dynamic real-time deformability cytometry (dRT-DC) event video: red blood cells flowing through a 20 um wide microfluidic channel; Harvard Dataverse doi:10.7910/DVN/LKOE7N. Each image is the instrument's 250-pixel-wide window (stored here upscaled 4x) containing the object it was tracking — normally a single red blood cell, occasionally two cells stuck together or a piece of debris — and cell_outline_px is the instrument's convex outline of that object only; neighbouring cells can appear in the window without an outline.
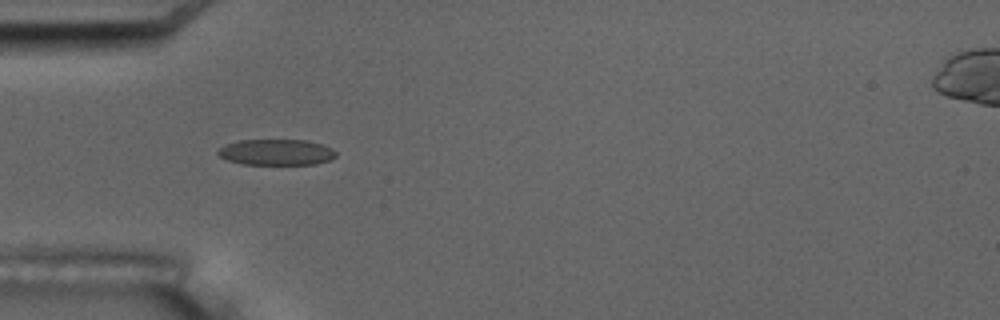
{"species": "common noctule bat (a hibernating species)", "species_latin": "Nyctalus noctula", "temperature_condition": "room temperature", "stored_images_in_passage": 8, "camera_frame_rate_fps": 3000, "um_per_image_px": 0.085, "animal": {"sex": "male", "body_mass_g": 17.5, "forearm_length_mm": 52.3}, "frame": {"image": 1, "passage_image": 6, "time_ms": 5.667, "image_size_px": [1000, 320], "cell_outline_px": [[336, 156], [328, 160], [316, 164], [244, 164], [228, 160], [220, 156], [216, 152], [224, 144], [240, 140], [304, 140], [324, 144], [332, 148], [336, 152]], "centroid_in_image_um": [23.49, 12.93], "position_along_channel_um": 61.5, "area_um2": 17.8}}